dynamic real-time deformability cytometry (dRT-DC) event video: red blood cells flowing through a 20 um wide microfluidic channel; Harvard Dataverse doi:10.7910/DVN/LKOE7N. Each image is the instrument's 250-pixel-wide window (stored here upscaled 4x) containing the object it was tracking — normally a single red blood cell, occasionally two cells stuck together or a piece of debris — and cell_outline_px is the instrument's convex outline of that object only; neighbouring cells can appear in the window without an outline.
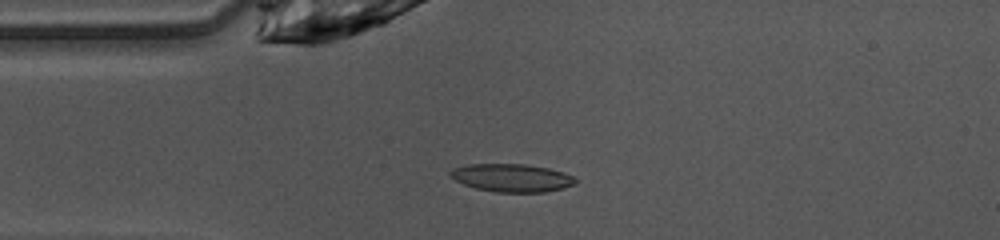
{"species": "common noctule bat (a hibernating species)", "species_latin": "Nyctalus noctula", "temperature_condition": "warm", "stored_images_in_passage": 38, "camera_frame_rate_fps": 3000, "um_per_image_px": 0.085, "animal": {"sex": "female", "body_mass_g": 10.0, "forearm_length_mm": 53.1}, "frame": {"image": 1, "passage_image": 1, "time_ms": 0.0, "image_size_px": [1000, 240], "cell_outline_px": [[576, 184], [564, 188], [544, 192], [496, 192], [476, 188], [464, 184], [456, 180], [448, 172], [452, 168], [468, 164], [524, 164], [548, 168], [564, 172], [572, 176], [576, 180]], "centroid_in_image_um": [43.51, 15.11], "position_along_channel_um": 41.5, "area_um2": 20.35}}
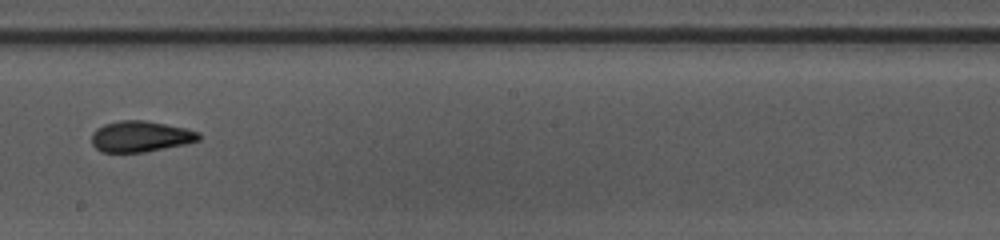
{"frame": {"image": 2, "passage_image": 16, "time_ms": 5.0, "image_size_px": [1000, 240], "cell_outline_px": [[200, 140], [184, 144], [144, 152], [100, 152], [92, 144], [92, 132], [96, 128], [104, 124], [120, 120], [144, 120], [184, 128], [200, 132]], "centroid_in_image_um": [11.91, 11.6], "position_along_channel_um": 236.3, "area_um2": 19.25}}
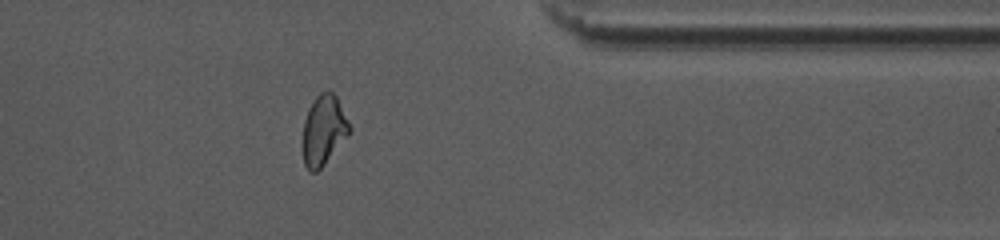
{"frame": {"image": 3, "passage_image": 28, "time_ms": 9.0, "image_size_px": [1000, 240], "cell_outline_px": [[352, 128], [324, 164], [316, 172], [312, 172], [304, 164], [300, 144], [304, 120], [308, 108], [316, 96], [320, 92], [328, 88], [336, 96]], "centroid_in_image_um": [27.45, 11.04], "position_along_channel_um": 384.0, "area_um2": 19.19}, "authors_computed_cell_mechanics": {"area_um2": 19.4208, "velocity_mm_per_s": 4.0979, "shape_relaxation_time_tau1_ms": 4.9874, "shape_relaxation_time_tau2_ms": 2.2967, "deformation_change_tau1": 0.1813, "deformation_change_tau2": 0.1003}}